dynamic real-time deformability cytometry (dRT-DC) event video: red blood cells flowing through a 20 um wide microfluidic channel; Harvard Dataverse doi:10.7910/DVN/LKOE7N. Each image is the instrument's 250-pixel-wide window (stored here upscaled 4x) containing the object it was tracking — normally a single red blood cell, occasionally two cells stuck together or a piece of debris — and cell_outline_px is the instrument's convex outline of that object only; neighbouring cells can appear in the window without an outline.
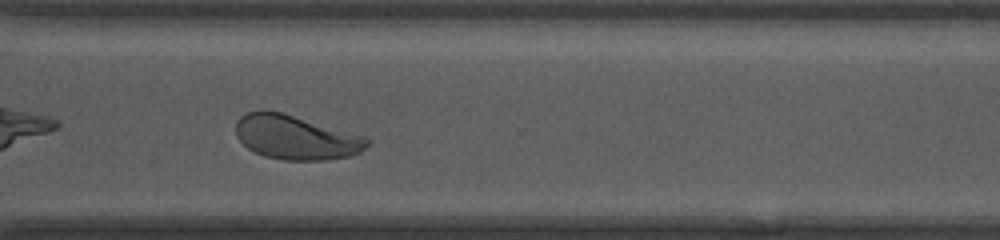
{"species": "human", "species_latin": "Homo sapiens", "temperature_condition": "room temperature", "stored_images_in_passage": 37, "camera_frame_rate_fps": 3000, "um_per_image_px": 0.085, "donor": {"sex": "female"}, "frame": {"image": 1, "passage_image": 27, "time_ms": 8.667, "image_size_px": [1000, 240], "cell_outline_px": [[368, 144], [360, 152], [348, 156], [324, 160], [284, 160], [264, 156], [248, 148], [236, 136], [236, 120], [240, 116], [248, 112], [260, 108], [264, 108], [284, 112], [364, 136], [368, 140]], "centroid_in_image_um": [25.09, 11.64], "position_along_channel_um": 345.5, "area_um2": 34.04}, "authors_computed_cell_mechanics": {"area_um2": 33.9864, "velocity_mm_per_s": 4.0519, "shape_relaxation_time_tau1_ms": 2.9546, "shape_relaxation_time_tau2_ms": null, "deformation_change_tau1": 0.1347, "deformation_change_tau2": null}}